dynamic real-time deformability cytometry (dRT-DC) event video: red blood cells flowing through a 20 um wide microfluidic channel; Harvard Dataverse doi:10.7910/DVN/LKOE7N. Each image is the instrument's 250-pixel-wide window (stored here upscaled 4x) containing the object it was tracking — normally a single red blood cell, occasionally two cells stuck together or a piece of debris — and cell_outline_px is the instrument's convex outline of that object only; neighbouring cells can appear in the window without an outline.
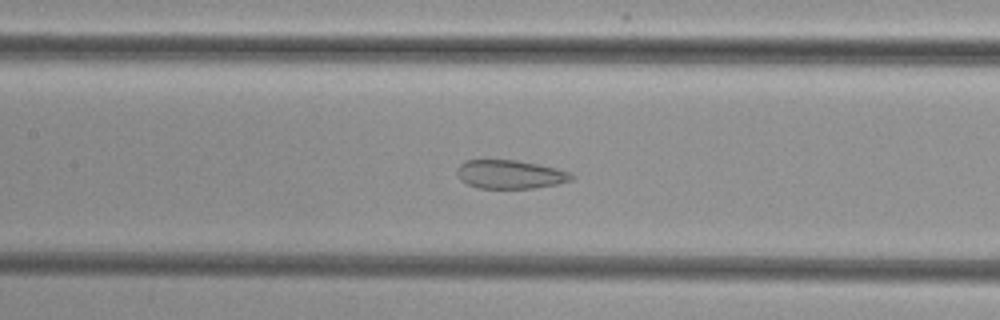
{"species": "common noctule bat (a hibernating species)", "species_latin": "Nyctalus noctula", "temperature_condition": "cold", "stored_images_in_passage": 52, "camera_frame_rate_fps": 3000, "um_per_image_px": 0.085, "animal": {"sex": "female", "body_mass_g": 29.2, "forearm_length_mm": 56.3}, "frame": {"image": 1, "passage_image": 24, "time_ms": 7.667, "image_size_px": [1000, 320], "cell_outline_px": [[576, 176], [572, 180], [556, 184], [532, 188], [480, 188], [468, 184], [460, 180], [456, 172], [456, 168], [464, 160], [516, 160], [556, 168], [568, 172]], "centroid_in_image_um": [43.33, 14.82], "position_along_channel_um": 164.1, "area_um2": 19.02}}
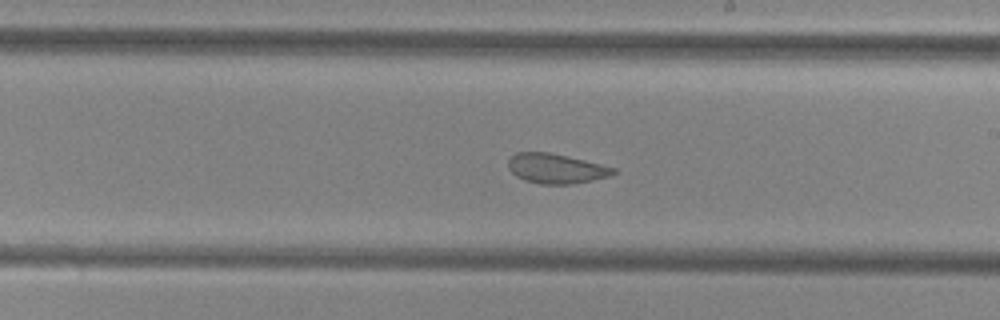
{"frame": {"image": 2, "passage_image": 30, "time_ms": 9.667, "image_size_px": [1000, 320], "cell_outline_px": [[616, 172], [612, 176], [572, 184], [540, 184], [524, 180], [516, 176], [508, 168], [508, 160], [516, 152], [548, 152], [584, 160], [616, 168]], "centroid_in_image_um": [47.26, 14.33], "position_along_channel_um": 241.7, "area_um2": 18.21}}
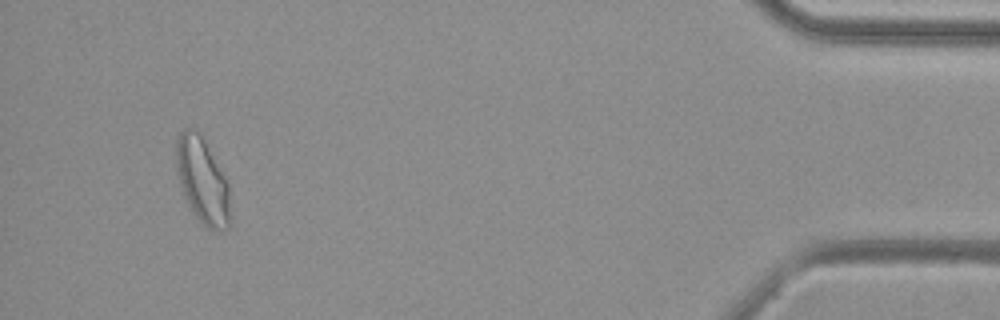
{"frame": {"image": 3, "passage_image": 49, "time_ms": 16.0, "image_size_px": [1000, 320], "cell_outline_px": [[228, 232], [216, 232], [208, 228], [192, 212], [184, 196], [176, 172], [176, 140], [180, 132], [184, 128], [196, 128], [204, 136], [228, 184]], "centroid_in_image_um": [17.18, 15.31], "position_along_channel_um": 418.0, "area_um2": 27.11}}